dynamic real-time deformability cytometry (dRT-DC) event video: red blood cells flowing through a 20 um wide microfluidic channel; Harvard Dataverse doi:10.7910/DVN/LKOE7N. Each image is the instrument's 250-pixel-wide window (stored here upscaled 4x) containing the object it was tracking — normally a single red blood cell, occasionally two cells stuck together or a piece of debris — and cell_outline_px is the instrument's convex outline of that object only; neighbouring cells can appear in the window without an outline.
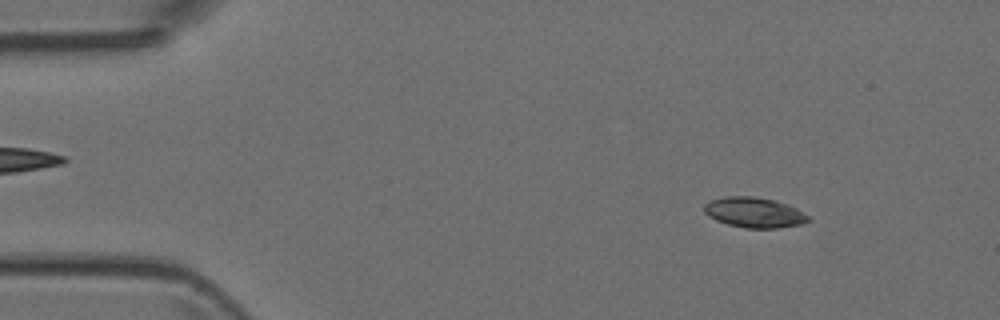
{"species": "Egyptian fruit bat (a non-hibernating species)", "species_latin": "Rousettus aegyptiacus", "temperature_condition": "room temperature", "stored_images_in_passage": 48, "camera_frame_rate_fps": 3000, "um_per_image_px": 0.085, "animal": {"sex": "female"}, "frame": {"image": 1, "passage_image": 6, "time_ms": 1.667, "image_size_px": [1000, 320], "cell_outline_px": [[812, 220], [804, 224], [776, 228], [744, 228], [728, 224], [716, 220], [708, 216], [704, 212], [704, 204], [712, 200], [724, 196], [752, 196], [772, 200], [788, 204], [796, 208], [808, 216]], "centroid_in_image_um": [64.12, 18.07], "position_along_channel_um": 20.9, "area_um2": 18.38}}
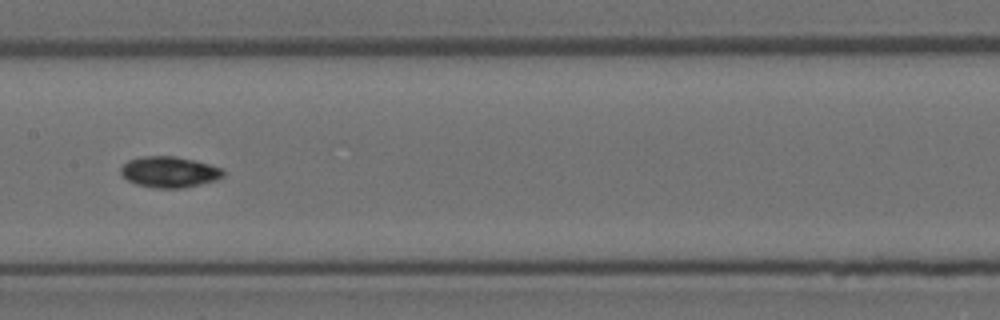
{"frame": {"image": 2, "passage_image": 24, "time_ms": 7.667, "image_size_px": [1000, 320], "cell_outline_px": [[224, 176], [216, 180], [184, 188], [156, 188], [136, 184], [128, 180], [120, 172], [120, 168], [128, 160], [144, 156], [176, 156], [196, 160], [220, 168], [224, 172]], "centroid_in_image_um": [14.39, 14.61], "position_along_channel_um": 193.0, "area_um2": 18.44}}
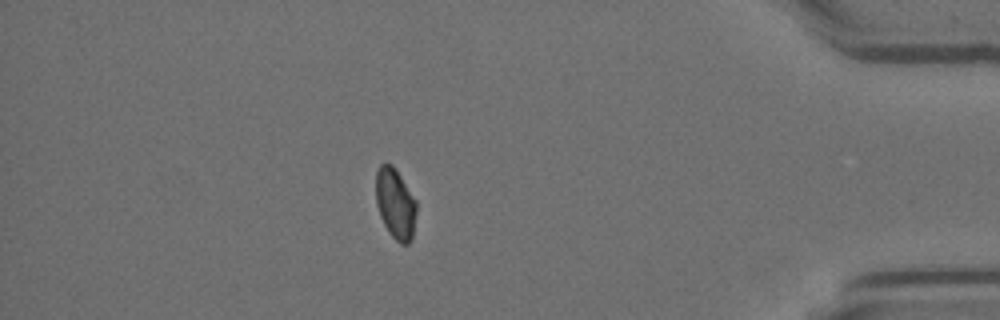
{"frame": {"image": 3, "passage_image": 42, "time_ms": 13.667, "image_size_px": [1000, 320], "cell_outline_px": [[416, 212], [412, 236], [408, 244], [400, 244], [388, 232], [380, 216], [376, 204], [376, 172], [380, 164], [392, 164], [396, 168], [416, 200]], "centroid_in_image_um": [33.6, 17.29], "position_along_channel_um": 401.6, "area_um2": 16.7}}